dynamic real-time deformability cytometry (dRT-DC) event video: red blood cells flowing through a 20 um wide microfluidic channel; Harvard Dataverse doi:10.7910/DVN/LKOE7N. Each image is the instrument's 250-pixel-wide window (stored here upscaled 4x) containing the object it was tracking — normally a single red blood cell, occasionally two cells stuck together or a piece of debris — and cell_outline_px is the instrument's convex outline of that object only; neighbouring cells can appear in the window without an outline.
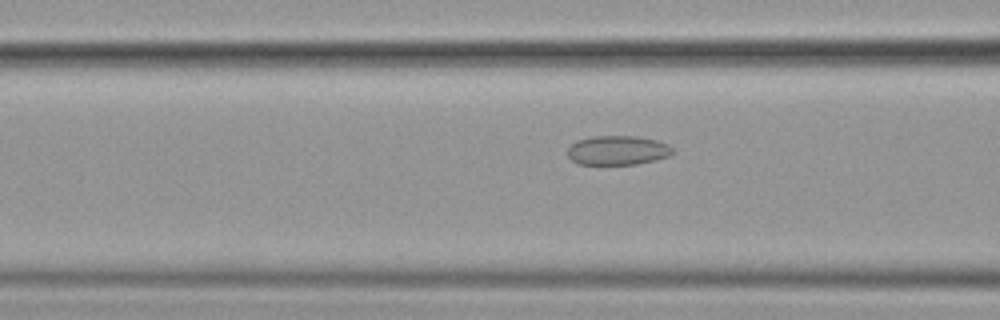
{"species": "common noctule bat (a hibernating species)", "species_latin": "Nyctalus noctula", "temperature_condition": "cold", "stored_images_in_passage": 38, "camera_frame_rate_fps": 3000, "um_per_image_px": 0.085, "animal": {"sex": "female", "body_mass_g": 19.9}, "frame": {"image": 1, "passage_image": 4, "time_ms": 1.0, "image_size_px": [1000, 320], "cell_outline_px": [[672, 152], [668, 156], [656, 160], [636, 164], [580, 164], [572, 160], [568, 156], [568, 148], [576, 140], [592, 136], [636, 136], [656, 140], [668, 144], [672, 148]], "centroid_in_image_um": [52.49, 12.77], "position_along_channel_um": 114.1, "area_um2": 17.86}}
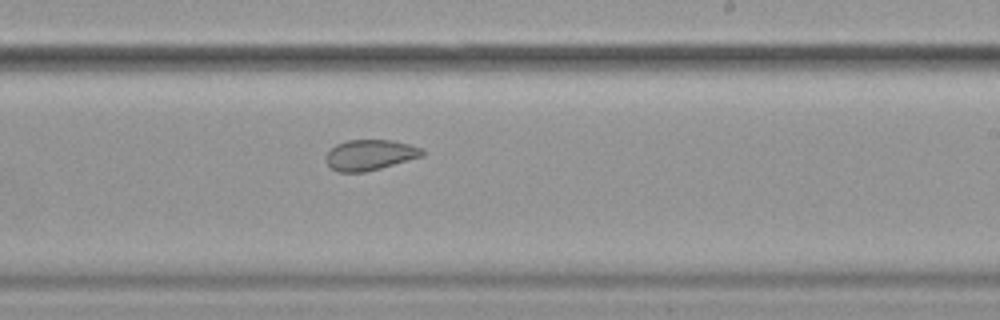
{"frame": {"image": 2, "passage_image": 16, "time_ms": 5.0, "image_size_px": [1000, 320], "cell_outline_px": [[424, 156], [380, 168], [364, 172], [336, 172], [324, 160], [324, 156], [336, 144], [348, 140], [392, 140], [424, 148]], "centroid_in_image_um": [31.44, 13.17], "position_along_channel_um": 257.6, "area_um2": 17.22}}
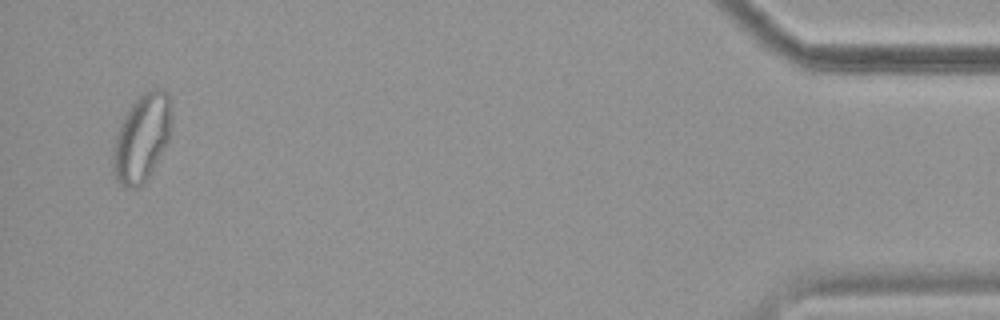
{"frame": {"image": 3, "passage_image": 36, "time_ms": 11.667, "image_size_px": [1000, 320], "cell_outline_px": [[172, 124], [168, 140], [152, 172], [144, 184], [140, 188], [124, 188], [116, 180], [112, 168], [112, 156], [116, 136], [120, 124], [128, 108], [144, 92], [152, 88], [160, 88], [168, 92], [172, 108]], "centroid_in_image_um": [12.07, 11.73], "position_along_channel_um": 423.1, "area_um2": 30.29}}